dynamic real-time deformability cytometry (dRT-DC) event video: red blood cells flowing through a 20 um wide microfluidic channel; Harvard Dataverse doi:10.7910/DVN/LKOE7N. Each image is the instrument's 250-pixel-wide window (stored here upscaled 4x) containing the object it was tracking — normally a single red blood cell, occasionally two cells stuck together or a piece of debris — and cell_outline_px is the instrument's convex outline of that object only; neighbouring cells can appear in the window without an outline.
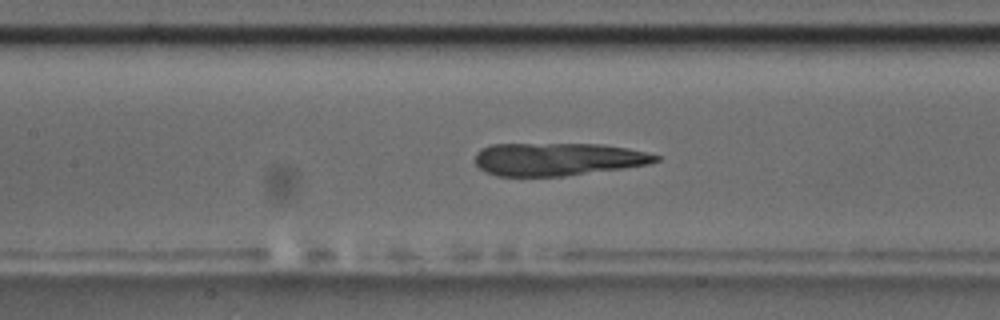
{"species": "common noctule bat (a hibernating species)", "species_latin": "Nyctalus noctula", "temperature_condition": "room temperature", "stored_images_in_passage": 56, "camera_frame_rate_fps": 3000, "um_per_image_px": 0.085, "animal": {"sex": "male", "body_mass_g": 17.5, "forearm_length_mm": 52.3}, "frame": {"image": 1, "passage_image": 26, "time_ms": 8.333, "image_size_px": [1000, 320], "cell_outline_px": [[660, 160], [648, 164], [620, 168], [560, 176], [496, 176], [484, 172], [476, 164], [476, 152], [480, 148], [492, 144], [604, 144], [628, 148], [660, 156]], "centroid_in_image_um": [47.36, 13.52], "position_along_channel_um": 160.0, "area_um2": 34.39}}